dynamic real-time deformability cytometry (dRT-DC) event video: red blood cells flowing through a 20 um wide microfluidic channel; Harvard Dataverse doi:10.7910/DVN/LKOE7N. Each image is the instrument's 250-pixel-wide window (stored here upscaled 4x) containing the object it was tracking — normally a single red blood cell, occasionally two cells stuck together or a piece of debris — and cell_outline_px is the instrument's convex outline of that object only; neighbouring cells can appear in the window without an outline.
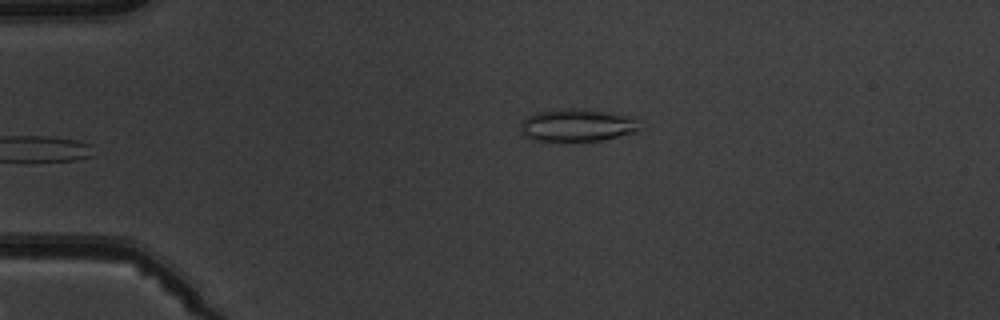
{"species": "common noctule bat (a hibernating species)", "species_latin": "Nyctalus noctula", "temperature_condition": "warm", "stored_images_in_passage": 5, "camera_frame_rate_fps": 3000, "um_per_image_px": 0.085, "animal": {"sex": "male", "body_mass_g": 19.5, "forearm_length_mm": 54.6}, "frame": {"image": 1, "passage_image": 5, "time_ms": 5.0, "image_size_px": [1000, 320], "cell_outline_px": [[636, 132], [600, 140], [572, 144], [532, 140], [524, 136], [520, 132], [520, 120], [536, 112], [564, 108], [580, 108], [628, 116], [632, 120], [636, 128]], "centroid_in_image_um": [48.87, 10.69], "position_along_channel_um": 36.1, "area_um2": 23.0}}